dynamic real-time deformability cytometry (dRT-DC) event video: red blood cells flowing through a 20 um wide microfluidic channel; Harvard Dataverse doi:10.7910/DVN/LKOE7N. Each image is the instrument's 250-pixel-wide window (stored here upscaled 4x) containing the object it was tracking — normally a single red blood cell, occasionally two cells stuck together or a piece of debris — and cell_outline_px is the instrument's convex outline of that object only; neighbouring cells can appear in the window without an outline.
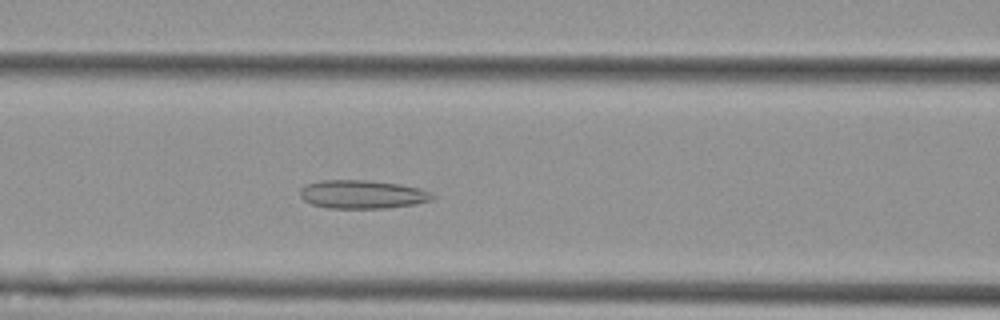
{"species": "Egyptian fruit bat (a non-hibernating species)", "species_latin": "Rousettus aegyptiacus", "temperature_condition": "cold", "stored_images_in_passage": 50, "camera_frame_rate_fps": 3000, "um_per_image_px": 0.085, "animal": {"sex": "female"}, "frame": {"image": 1, "passage_image": 18, "time_ms": 5.667, "image_size_px": [1000, 320], "cell_outline_px": [[436, 196], [432, 200], [416, 204], [384, 208], [328, 208], [312, 204], [304, 200], [300, 196], [300, 188], [308, 184], [320, 180], [368, 180], [400, 184], [420, 188], [432, 192]], "centroid_in_image_um": [30.83, 16.52], "position_along_channel_um": 135.8, "area_um2": 22.08}}
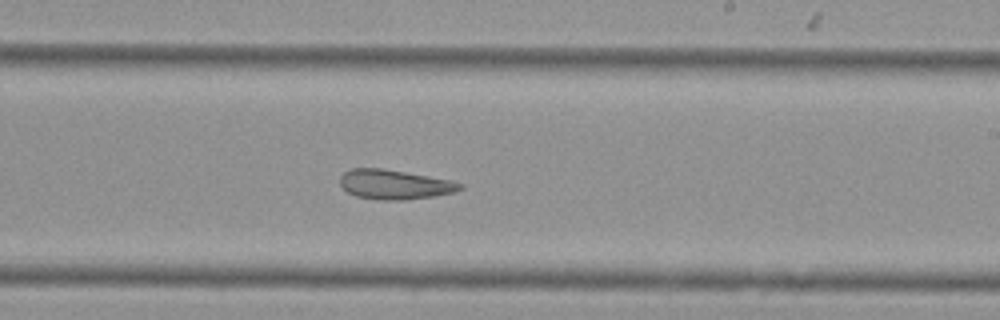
{"frame": {"image": 2, "passage_image": 28, "time_ms": 9.0, "image_size_px": [1000, 320], "cell_outline_px": [[464, 188], [452, 192], [432, 196], [404, 200], [376, 200], [356, 196], [348, 192], [340, 184], [340, 176], [344, 172], [352, 168], [384, 168], [428, 176], [448, 180], [464, 184]], "centroid_in_image_um": [33.5, 15.68], "position_along_channel_um": 255.5, "area_um2": 20.58}}
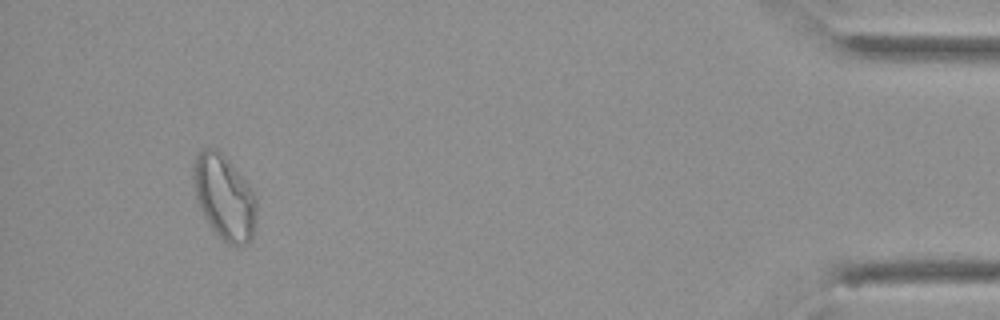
{"frame": {"image": 3, "passage_image": 47, "time_ms": 15.333, "image_size_px": [1000, 320], "cell_outline_px": [[256, 224], [252, 236], [248, 244], [236, 248], [228, 244], [212, 228], [204, 216], [200, 208], [196, 196], [192, 172], [192, 168], [196, 156], [204, 148], [216, 148], [228, 160], [248, 184], [256, 196]], "centroid_in_image_um": [19.08, 16.8], "position_along_channel_um": 416.1, "area_um2": 31.04}, "authors_computed_cell_mechanics": {"area_um2": 24.7095, "velocity_mm_per_s": 3.6084, "shape_relaxation_time_tau1_ms": null, "shape_relaxation_time_tau2_ms": 5.1689, "deformation_change_tau1": null, "deformation_change_tau2": 0.1379}}